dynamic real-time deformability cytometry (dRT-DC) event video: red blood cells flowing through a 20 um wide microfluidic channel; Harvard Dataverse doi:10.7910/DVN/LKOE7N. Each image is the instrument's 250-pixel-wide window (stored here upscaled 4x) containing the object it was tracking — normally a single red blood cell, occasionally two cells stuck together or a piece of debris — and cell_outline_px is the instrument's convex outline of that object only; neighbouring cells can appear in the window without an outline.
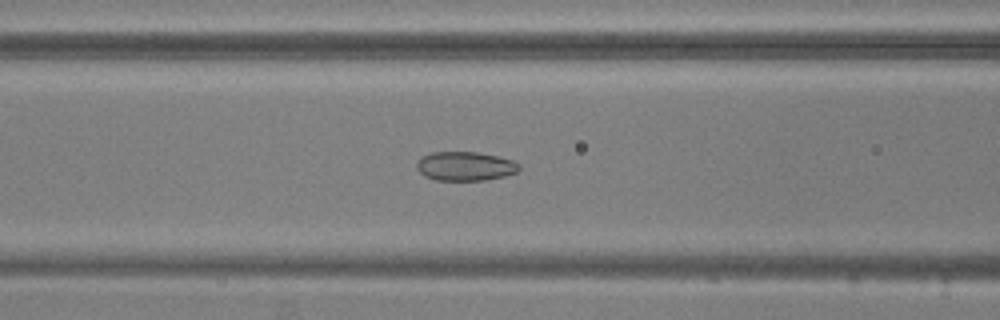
{"species": "common noctule bat (a hibernating species)", "species_latin": "Nyctalus noctula", "temperature_condition": "warm", "stored_images_in_passage": 49, "camera_frame_rate_fps": 3000, "um_per_image_px": 0.085, "animal": {"sex": "male", "body_mass_g": 20.5, "forearm_length_mm": 52.5}, "frame": {"image": 1, "passage_image": 17, "time_ms": 5.333, "image_size_px": [1000, 320], "cell_outline_px": [[520, 168], [516, 172], [504, 176], [484, 180], [436, 180], [424, 176], [416, 168], [416, 164], [420, 156], [432, 152], [476, 152], [496, 156], [512, 160], [520, 164]], "centroid_in_image_um": [39.5, 14.12], "position_along_channel_um": 127.1, "area_um2": 17.34}}
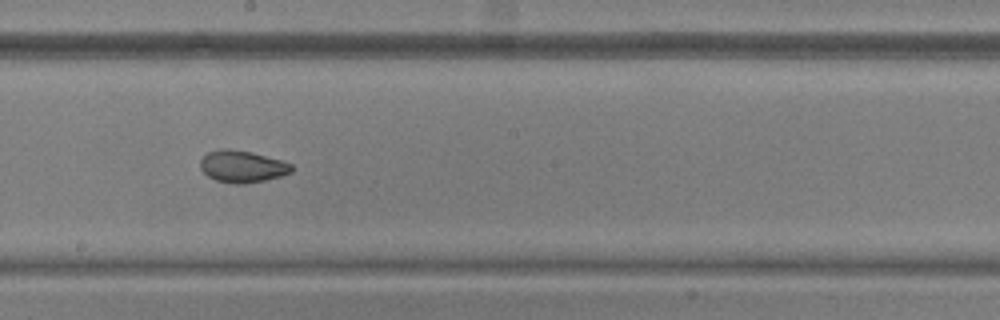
{"frame": {"image": 2, "passage_image": 25, "time_ms": 8.0, "image_size_px": [1000, 320], "cell_outline_px": [[296, 168], [292, 172], [280, 176], [264, 180], [244, 184], [232, 184], [216, 180], [208, 176], [200, 168], [200, 160], [208, 152], [220, 148], [228, 148], [252, 152], [284, 160], [292, 164]], "centroid_in_image_um": [20.63, 14.14], "position_along_channel_um": 227.6, "area_um2": 17.28}}
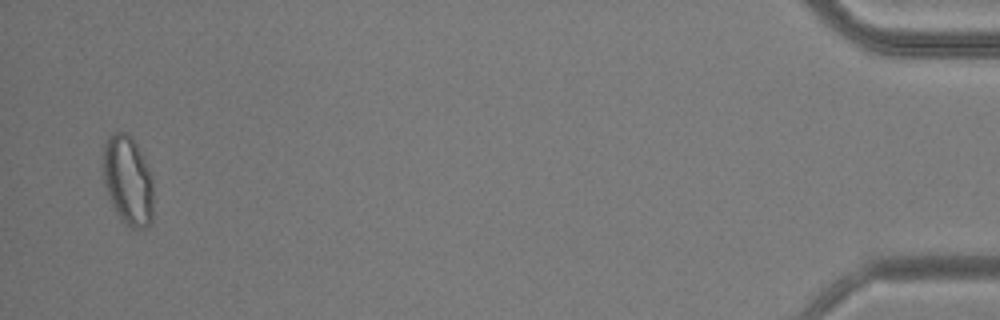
{"frame": {"image": 3, "passage_image": 48, "time_ms": 15.667, "image_size_px": [1000, 320], "cell_outline_px": [[152, 220], [148, 228], [132, 228], [120, 220], [108, 196], [104, 180], [104, 144], [108, 136], [112, 132], [128, 132], [132, 136], [144, 156], [152, 176]], "centroid_in_image_um": [10.89, 15.32], "position_along_channel_um": 424.3, "area_um2": 26.41}, "authors_computed_cell_mechanics": {"area_um2": 19.363, "velocity_mm_per_s": 3.7633, "shape_relaxation_time_tau1_ms": null, "shape_relaxation_time_tau2_ms": 1.0515, "deformation_change_tau1": null, "deformation_change_tau2": 0.0587}}